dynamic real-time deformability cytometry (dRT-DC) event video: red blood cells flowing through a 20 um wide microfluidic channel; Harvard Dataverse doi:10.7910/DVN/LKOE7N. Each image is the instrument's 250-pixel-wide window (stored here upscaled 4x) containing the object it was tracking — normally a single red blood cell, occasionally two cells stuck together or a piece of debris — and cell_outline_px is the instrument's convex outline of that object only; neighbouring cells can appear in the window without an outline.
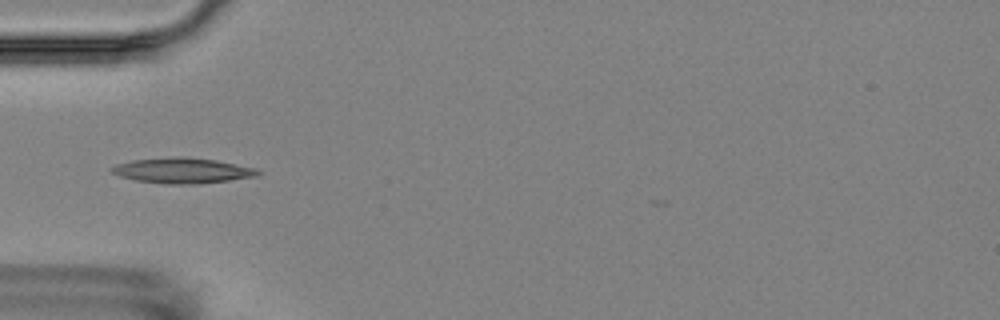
{"species": "Egyptian fruit bat (a non-hibernating species)", "species_latin": "Rousettus aegyptiacus", "temperature_condition": "room temperature", "stored_images_in_passage": 15, "camera_frame_rate_fps": 3000, "um_per_image_px": 0.085, "animal": {"sex": "female"}, "frame": {"image": 1, "passage_image": 5, "time_ms": 4.667, "image_size_px": [1000, 320], "cell_outline_px": [[260, 176], [196, 184], [164, 184], [136, 180], [120, 176], [112, 172], [108, 168], [116, 164], [132, 160], [176, 156], [184, 156], [216, 160], [256, 168], [260, 172]], "centroid_in_image_um": [15.5, 14.49], "position_along_channel_um": 69.5, "area_um2": 21.73}}
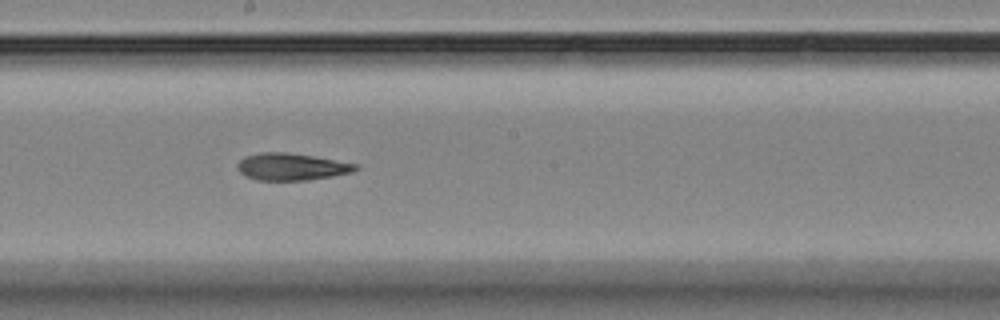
{"frame": {"image": 2, "passage_image": 9, "time_ms": 9.0, "image_size_px": [1000, 320], "cell_outline_px": [[360, 168], [352, 172], [332, 176], [308, 180], [256, 180], [244, 176], [236, 168], [236, 164], [244, 156], [260, 152], [288, 152], [360, 164]], "centroid_in_image_um": [24.76, 14.17], "position_along_channel_um": 223.4, "area_um2": 18.84}}
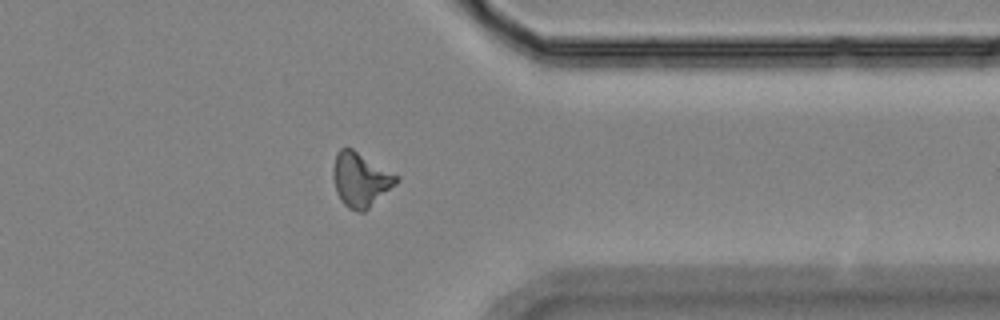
{"frame": {"image": 3, "passage_image": 13, "time_ms": 13.667, "image_size_px": [1000, 320], "cell_outline_px": [[400, 180], [396, 184], [364, 212], [356, 212], [348, 208], [340, 200], [336, 192], [332, 176], [332, 168], [336, 152], [340, 148], [352, 148], [400, 176]], "centroid_in_image_um": [30.63, 15.26], "position_along_channel_um": 380.8, "area_um2": 20.23}, "authors_computed_cell_mechanics": {"area_um2": 19.2474, "velocity_mm_per_s": 3.5247, "shape_relaxation_time_tau1_ms": 4.3805, "shape_relaxation_time_tau2_ms": 3.1129, "deformation_change_tau1": 0.1327, "deformation_change_tau2": 0.0891}}